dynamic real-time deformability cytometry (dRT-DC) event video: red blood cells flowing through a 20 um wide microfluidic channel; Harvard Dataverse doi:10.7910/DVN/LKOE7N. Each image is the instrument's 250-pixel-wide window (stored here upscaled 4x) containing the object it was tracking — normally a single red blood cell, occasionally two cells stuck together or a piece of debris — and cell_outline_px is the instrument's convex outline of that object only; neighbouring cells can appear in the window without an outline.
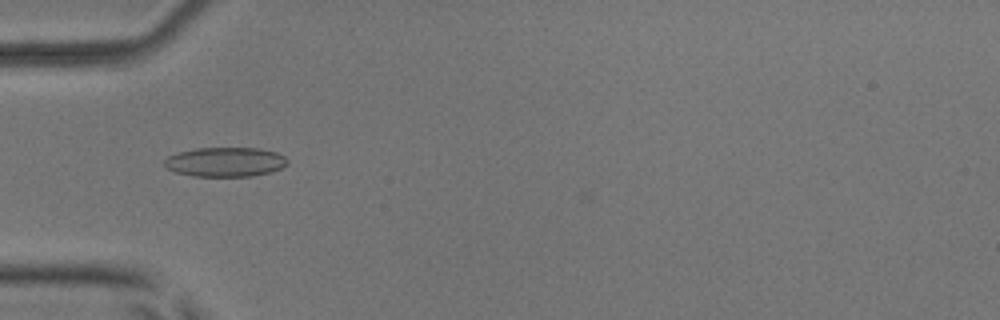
{"species": "common noctule bat (a hibernating species)", "species_latin": "Nyctalus noctula", "temperature_condition": "room temperature", "stored_images_in_passage": 7, "camera_frame_rate_fps": 3000, "um_per_image_px": 0.085, "animal": {"sex": "male", "body_mass_g": 17.9, "forearm_length_mm": 54.2}, "frame": {"image": 1, "passage_image": 5, "time_ms": 4.667, "image_size_px": [1000, 320], "cell_outline_px": [[288, 164], [280, 168], [268, 172], [252, 176], [192, 176], [176, 172], [168, 168], [164, 164], [164, 160], [168, 156], [180, 152], [196, 148], [256, 148], [276, 152], [284, 156], [288, 160]], "centroid_in_image_um": [19.15, 13.76], "position_along_channel_um": 65.9, "area_um2": 20.92}}
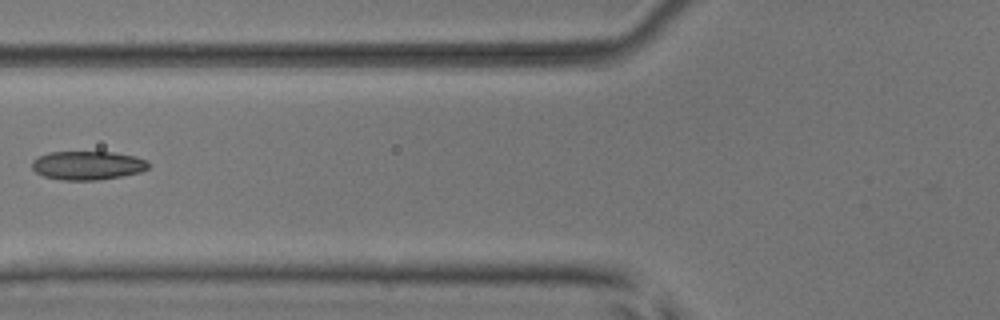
{"frame": {"image": 2, "passage_image": 6, "time_ms": 6.0, "image_size_px": [1000, 320], "cell_outline_px": [[148, 168], [140, 172], [100, 180], [60, 180], [44, 176], [36, 172], [32, 168], [32, 160], [48, 152], [112, 152], [136, 156], [148, 160]], "centroid_in_image_um": [7.45, 14.06], "position_along_channel_um": 118.4, "area_um2": 19.54}}
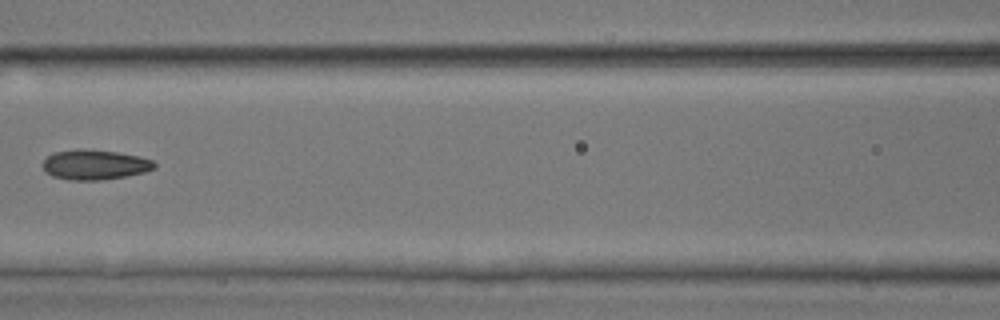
{"frame": {"image": 3, "passage_image": 7, "time_ms": 7.0, "image_size_px": [1000, 320], "cell_outline_px": [[156, 168], [144, 172], [124, 176], [100, 180], [68, 180], [52, 176], [44, 168], [44, 160], [52, 152], [80, 148], [116, 152], [140, 156], [152, 160], [156, 164]], "centroid_in_image_um": [8.06, 13.99], "position_along_channel_um": 158.5, "area_um2": 19.42}}